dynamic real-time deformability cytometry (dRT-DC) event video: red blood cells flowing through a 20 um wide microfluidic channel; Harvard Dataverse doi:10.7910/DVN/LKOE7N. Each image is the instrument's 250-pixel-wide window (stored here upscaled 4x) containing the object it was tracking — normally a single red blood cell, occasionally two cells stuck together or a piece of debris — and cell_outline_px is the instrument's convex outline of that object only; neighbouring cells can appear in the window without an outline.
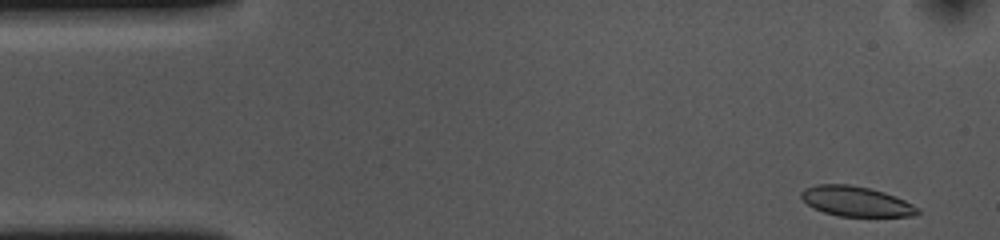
{"species": "common noctule bat (a hibernating species)", "species_latin": "Nyctalus noctula", "temperature_condition": "cold", "stored_images_in_passage": 52, "camera_frame_rate_fps": 3000, "um_per_image_px": 0.085, "animal": {"sex": "female", "body_mass_g": 10.0, "forearm_length_mm": 53.1}, "frame": {"image": 1, "passage_image": 1, "time_ms": 0.0, "image_size_px": [1000, 240], "cell_outline_px": [[920, 212], [916, 216], [840, 216], [824, 212], [812, 208], [800, 196], [800, 192], [804, 188], [816, 184], [848, 184], [868, 188], [884, 192], [896, 196], [920, 208]], "centroid_in_image_um": [72.76, 17.11], "position_along_channel_um": 12.2, "area_um2": 20.4}}
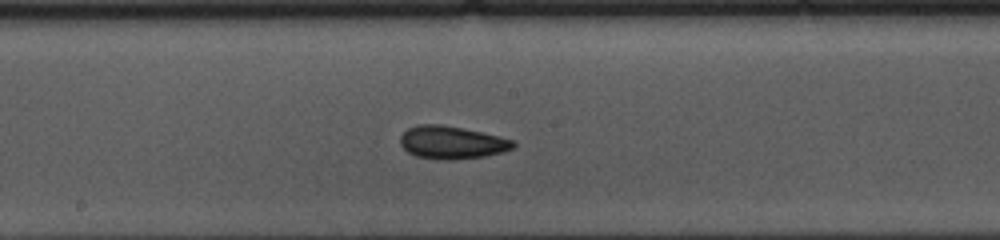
{"frame": {"image": 2, "passage_image": 25, "time_ms": 8.0, "image_size_px": [1000, 240], "cell_outline_px": [[516, 144], [512, 148], [500, 152], [484, 156], [452, 160], [444, 160], [416, 156], [408, 152], [400, 144], [400, 136], [408, 128], [416, 124], [440, 124], [464, 128], [516, 140]], "centroid_in_image_um": [38.39, 12.1], "position_along_channel_um": 209.8, "area_um2": 21.62}}
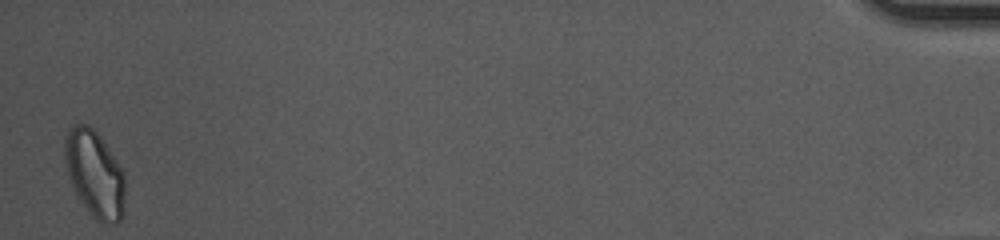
{"frame": {"image": 3, "passage_image": 51, "time_ms": 16.667, "image_size_px": [1000, 240], "cell_outline_px": [[124, 212], [120, 220], [116, 224], [104, 224], [96, 220], [92, 216], [80, 200], [68, 176], [64, 160], [64, 140], [68, 132], [76, 124], [88, 124], [100, 136], [124, 172]], "centroid_in_image_um": [8.05, 14.8], "position_along_channel_um": 427.1, "area_um2": 30.35}, "authors_computed_cell_mechanics": {"area_um2": 21.2126, "velocity_mm_per_s": 3.6308, "shape_relaxation_time_tau1_ms": 3.2669, "shape_relaxation_time_tau2_ms": 3.9498, "deformation_change_tau1": 0.0797, "deformation_change_tau2": 0.0815}}